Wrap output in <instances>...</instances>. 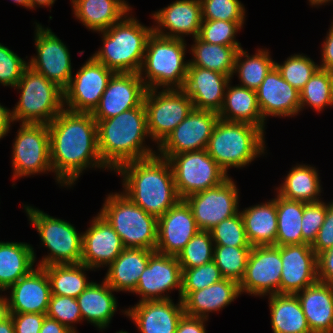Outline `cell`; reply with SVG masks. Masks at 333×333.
<instances>
[{"label": "cell", "instance_id": "1", "mask_svg": "<svg viewBox=\"0 0 333 333\" xmlns=\"http://www.w3.org/2000/svg\"><path fill=\"white\" fill-rule=\"evenodd\" d=\"M48 128L51 165L58 183L71 186L89 166L108 168L99 154L97 122L91 113L64 108Z\"/></svg>", "mask_w": 333, "mask_h": 333}, {"label": "cell", "instance_id": "2", "mask_svg": "<svg viewBox=\"0 0 333 333\" xmlns=\"http://www.w3.org/2000/svg\"><path fill=\"white\" fill-rule=\"evenodd\" d=\"M116 171L123 176V194L156 218L180 200L170 163L160 154L127 162Z\"/></svg>", "mask_w": 333, "mask_h": 333}, {"label": "cell", "instance_id": "3", "mask_svg": "<svg viewBox=\"0 0 333 333\" xmlns=\"http://www.w3.org/2000/svg\"><path fill=\"white\" fill-rule=\"evenodd\" d=\"M98 150L103 163L116 171L121 165L156 155L143 146L147 130V114L144 103L119 115L96 120Z\"/></svg>", "mask_w": 333, "mask_h": 333}, {"label": "cell", "instance_id": "4", "mask_svg": "<svg viewBox=\"0 0 333 333\" xmlns=\"http://www.w3.org/2000/svg\"><path fill=\"white\" fill-rule=\"evenodd\" d=\"M127 17L101 31L103 47L92 56L115 73H140L153 27L148 28L138 23L137 19Z\"/></svg>", "mask_w": 333, "mask_h": 333}, {"label": "cell", "instance_id": "5", "mask_svg": "<svg viewBox=\"0 0 333 333\" xmlns=\"http://www.w3.org/2000/svg\"><path fill=\"white\" fill-rule=\"evenodd\" d=\"M264 132L254 125L218 119L206 151L227 173L229 167H244L264 153Z\"/></svg>", "mask_w": 333, "mask_h": 333}, {"label": "cell", "instance_id": "6", "mask_svg": "<svg viewBox=\"0 0 333 333\" xmlns=\"http://www.w3.org/2000/svg\"><path fill=\"white\" fill-rule=\"evenodd\" d=\"M184 42V38L164 37L152 32L147 40L139 73L147 89L157 90L158 86H163V89L184 87L189 66V62H184L186 49ZM143 70L148 81L142 77Z\"/></svg>", "mask_w": 333, "mask_h": 333}, {"label": "cell", "instance_id": "7", "mask_svg": "<svg viewBox=\"0 0 333 333\" xmlns=\"http://www.w3.org/2000/svg\"><path fill=\"white\" fill-rule=\"evenodd\" d=\"M99 213L119 235L124 248L155 251L158 218L146 213L125 194L108 195Z\"/></svg>", "mask_w": 333, "mask_h": 333}, {"label": "cell", "instance_id": "8", "mask_svg": "<svg viewBox=\"0 0 333 333\" xmlns=\"http://www.w3.org/2000/svg\"><path fill=\"white\" fill-rule=\"evenodd\" d=\"M21 97L12 120L22 124H49L64 108V92L43 74L27 66L15 86Z\"/></svg>", "mask_w": 333, "mask_h": 333}, {"label": "cell", "instance_id": "9", "mask_svg": "<svg viewBox=\"0 0 333 333\" xmlns=\"http://www.w3.org/2000/svg\"><path fill=\"white\" fill-rule=\"evenodd\" d=\"M24 208L29 220L36 227L42 244L51 252L37 266L81 263L83 234L77 233L75 227L64 220L30 206L25 205Z\"/></svg>", "mask_w": 333, "mask_h": 333}, {"label": "cell", "instance_id": "10", "mask_svg": "<svg viewBox=\"0 0 333 333\" xmlns=\"http://www.w3.org/2000/svg\"><path fill=\"white\" fill-rule=\"evenodd\" d=\"M160 157L170 163L180 199L215 187L229 177L206 149Z\"/></svg>", "mask_w": 333, "mask_h": 333}, {"label": "cell", "instance_id": "11", "mask_svg": "<svg viewBox=\"0 0 333 333\" xmlns=\"http://www.w3.org/2000/svg\"><path fill=\"white\" fill-rule=\"evenodd\" d=\"M147 89L144 106L149 137L160 145L193 110V102L182 89Z\"/></svg>", "mask_w": 333, "mask_h": 333}, {"label": "cell", "instance_id": "12", "mask_svg": "<svg viewBox=\"0 0 333 333\" xmlns=\"http://www.w3.org/2000/svg\"><path fill=\"white\" fill-rule=\"evenodd\" d=\"M20 125L13 145V178L53 171L48 124Z\"/></svg>", "mask_w": 333, "mask_h": 333}, {"label": "cell", "instance_id": "13", "mask_svg": "<svg viewBox=\"0 0 333 333\" xmlns=\"http://www.w3.org/2000/svg\"><path fill=\"white\" fill-rule=\"evenodd\" d=\"M238 190L232 178L184 200L190 206L198 228L210 231L220 222L238 213Z\"/></svg>", "mask_w": 333, "mask_h": 333}, {"label": "cell", "instance_id": "14", "mask_svg": "<svg viewBox=\"0 0 333 333\" xmlns=\"http://www.w3.org/2000/svg\"><path fill=\"white\" fill-rule=\"evenodd\" d=\"M114 73L91 56L63 90L67 110L92 113Z\"/></svg>", "mask_w": 333, "mask_h": 333}, {"label": "cell", "instance_id": "15", "mask_svg": "<svg viewBox=\"0 0 333 333\" xmlns=\"http://www.w3.org/2000/svg\"><path fill=\"white\" fill-rule=\"evenodd\" d=\"M282 271L281 246H253L243 279L239 283L241 292L264 296L280 294Z\"/></svg>", "mask_w": 333, "mask_h": 333}, {"label": "cell", "instance_id": "16", "mask_svg": "<svg viewBox=\"0 0 333 333\" xmlns=\"http://www.w3.org/2000/svg\"><path fill=\"white\" fill-rule=\"evenodd\" d=\"M37 56L28 63L35 71L65 89L72 78L70 53L51 29L37 24L35 34Z\"/></svg>", "mask_w": 333, "mask_h": 333}, {"label": "cell", "instance_id": "17", "mask_svg": "<svg viewBox=\"0 0 333 333\" xmlns=\"http://www.w3.org/2000/svg\"><path fill=\"white\" fill-rule=\"evenodd\" d=\"M219 119L211 110L195 109L158 146L161 156L206 149L213 128Z\"/></svg>", "mask_w": 333, "mask_h": 333}, {"label": "cell", "instance_id": "18", "mask_svg": "<svg viewBox=\"0 0 333 333\" xmlns=\"http://www.w3.org/2000/svg\"><path fill=\"white\" fill-rule=\"evenodd\" d=\"M146 90L139 73L116 72L91 114L95 120H104L139 107L143 103Z\"/></svg>", "mask_w": 333, "mask_h": 333}, {"label": "cell", "instance_id": "19", "mask_svg": "<svg viewBox=\"0 0 333 333\" xmlns=\"http://www.w3.org/2000/svg\"><path fill=\"white\" fill-rule=\"evenodd\" d=\"M10 289V299L0 295V307L6 313H47L51 289L43 267L33 269Z\"/></svg>", "mask_w": 333, "mask_h": 333}, {"label": "cell", "instance_id": "20", "mask_svg": "<svg viewBox=\"0 0 333 333\" xmlns=\"http://www.w3.org/2000/svg\"><path fill=\"white\" fill-rule=\"evenodd\" d=\"M199 231L190 206L184 199H180L158 218L155 251L164 255L178 256Z\"/></svg>", "mask_w": 333, "mask_h": 333}, {"label": "cell", "instance_id": "21", "mask_svg": "<svg viewBox=\"0 0 333 333\" xmlns=\"http://www.w3.org/2000/svg\"><path fill=\"white\" fill-rule=\"evenodd\" d=\"M182 289V268L177 256L164 255L154 252L148 265L140 276L134 290L142 296L141 301L167 300V295L161 294L172 289Z\"/></svg>", "mask_w": 333, "mask_h": 333}, {"label": "cell", "instance_id": "22", "mask_svg": "<svg viewBox=\"0 0 333 333\" xmlns=\"http://www.w3.org/2000/svg\"><path fill=\"white\" fill-rule=\"evenodd\" d=\"M280 294H296L318 281L317 255L308 243L281 246Z\"/></svg>", "mask_w": 333, "mask_h": 333}, {"label": "cell", "instance_id": "23", "mask_svg": "<svg viewBox=\"0 0 333 333\" xmlns=\"http://www.w3.org/2000/svg\"><path fill=\"white\" fill-rule=\"evenodd\" d=\"M82 234L81 263L91 269L110 265L124 249L119 235L99 213Z\"/></svg>", "mask_w": 333, "mask_h": 333}, {"label": "cell", "instance_id": "24", "mask_svg": "<svg viewBox=\"0 0 333 333\" xmlns=\"http://www.w3.org/2000/svg\"><path fill=\"white\" fill-rule=\"evenodd\" d=\"M230 80L229 76L222 73L189 65L182 90L191 99L195 109L219 113Z\"/></svg>", "mask_w": 333, "mask_h": 333}, {"label": "cell", "instance_id": "25", "mask_svg": "<svg viewBox=\"0 0 333 333\" xmlns=\"http://www.w3.org/2000/svg\"><path fill=\"white\" fill-rule=\"evenodd\" d=\"M263 120L267 116H292L300 112V93L284 80L274 66L256 89Z\"/></svg>", "mask_w": 333, "mask_h": 333}, {"label": "cell", "instance_id": "26", "mask_svg": "<svg viewBox=\"0 0 333 333\" xmlns=\"http://www.w3.org/2000/svg\"><path fill=\"white\" fill-rule=\"evenodd\" d=\"M125 314L135 322L141 333H176L185 312L181 299L177 305L167 299L139 302Z\"/></svg>", "mask_w": 333, "mask_h": 333}, {"label": "cell", "instance_id": "27", "mask_svg": "<svg viewBox=\"0 0 333 333\" xmlns=\"http://www.w3.org/2000/svg\"><path fill=\"white\" fill-rule=\"evenodd\" d=\"M153 18L159 24L153 28L155 34L176 39H183L184 34L198 37L203 20L201 1L176 0L168 7L155 12ZM160 26L170 31L165 33Z\"/></svg>", "mask_w": 333, "mask_h": 333}, {"label": "cell", "instance_id": "28", "mask_svg": "<svg viewBox=\"0 0 333 333\" xmlns=\"http://www.w3.org/2000/svg\"><path fill=\"white\" fill-rule=\"evenodd\" d=\"M296 295L311 332L333 333V285L317 281Z\"/></svg>", "mask_w": 333, "mask_h": 333}, {"label": "cell", "instance_id": "29", "mask_svg": "<svg viewBox=\"0 0 333 333\" xmlns=\"http://www.w3.org/2000/svg\"><path fill=\"white\" fill-rule=\"evenodd\" d=\"M240 294L239 283L224 278L206 288L192 291L184 300V312L188 316L208 318V312L219 311ZM207 313V314H206Z\"/></svg>", "mask_w": 333, "mask_h": 333}, {"label": "cell", "instance_id": "30", "mask_svg": "<svg viewBox=\"0 0 333 333\" xmlns=\"http://www.w3.org/2000/svg\"><path fill=\"white\" fill-rule=\"evenodd\" d=\"M155 251L142 248H124L109 265L104 281L114 291L133 292L141 274L148 265L149 257Z\"/></svg>", "mask_w": 333, "mask_h": 333}, {"label": "cell", "instance_id": "31", "mask_svg": "<svg viewBox=\"0 0 333 333\" xmlns=\"http://www.w3.org/2000/svg\"><path fill=\"white\" fill-rule=\"evenodd\" d=\"M74 15L94 31H105L131 9L124 0H72Z\"/></svg>", "mask_w": 333, "mask_h": 333}, {"label": "cell", "instance_id": "32", "mask_svg": "<svg viewBox=\"0 0 333 333\" xmlns=\"http://www.w3.org/2000/svg\"><path fill=\"white\" fill-rule=\"evenodd\" d=\"M224 103L218 116L225 121L242 122L259 127L264 132V120L260 112L255 90L242 86L226 87Z\"/></svg>", "mask_w": 333, "mask_h": 333}, {"label": "cell", "instance_id": "33", "mask_svg": "<svg viewBox=\"0 0 333 333\" xmlns=\"http://www.w3.org/2000/svg\"><path fill=\"white\" fill-rule=\"evenodd\" d=\"M112 291L114 290L105 281L101 285L91 282L76 298L82 320L86 319L100 329L106 328L117 308Z\"/></svg>", "mask_w": 333, "mask_h": 333}, {"label": "cell", "instance_id": "34", "mask_svg": "<svg viewBox=\"0 0 333 333\" xmlns=\"http://www.w3.org/2000/svg\"><path fill=\"white\" fill-rule=\"evenodd\" d=\"M250 245H275L277 235L276 201L258 204L240 212Z\"/></svg>", "mask_w": 333, "mask_h": 333}, {"label": "cell", "instance_id": "35", "mask_svg": "<svg viewBox=\"0 0 333 333\" xmlns=\"http://www.w3.org/2000/svg\"><path fill=\"white\" fill-rule=\"evenodd\" d=\"M35 253L31 245L0 242V291L8 290L34 268Z\"/></svg>", "mask_w": 333, "mask_h": 333}, {"label": "cell", "instance_id": "36", "mask_svg": "<svg viewBox=\"0 0 333 333\" xmlns=\"http://www.w3.org/2000/svg\"><path fill=\"white\" fill-rule=\"evenodd\" d=\"M273 333H312L296 294L269 296Z\"/></svg>", "mask_w": 333, "mask_h": 333}, {"label": "cell", "instance_id": "37", "mask_svg": "<svg viewBox=\"0 0 333 333\" xmlns=\"http://www.w3.org/2000/svg\"><path fill=\"white\" fill-rule=\"evenodd\" d=\"M195 44L191 47L194 59L189 65L213 70L224 75L233 77L234 61L236 53L241 46H225L210 44L194 38Z\"/></svg>", "mask_w": 333, "mask_h": 333}, {"label": "cell", "instance_id": "38", "mask_svg": "<svg viewBox=\"0 0 333 333\" xmlns=\"http://www.w3.org/2000/svg\"><path fill=\"white\" fill-rule=\"evenodd\" d=\"M277 210L275 246L303 244L302 217L304 202L285 199L279 194L274 199Z\"/></svg>", "mask_w": 333, "mask_h": 333}, {"label": "cell", "instance_id": "39", "mask_svg": "<svg viewBox=\"0 0 333 333\" xmlns=\"http://www.w3.org/2000/svg\"><path fill=\"white\" fill-rule=\"evenodd\" d=\"M314 167L298 165L293 167L283 185L277 193L285 199L302 201L305 203L320 201V180Z\"/></svg>", "mask_w": 333, "mask_h": 333}, {"label": "cell", "instance_id": "40", "mask_svg": "<svg viewBox=\"0 0 333 333\" xmlns=\"http://www.w3.org/2000/svg\"><path fill=\"white\" fill-rule=\"evenodd\" d=\"M43 268L49 279L51 295L77 298L91 283L84 272L91 268L82 263L54 264Z\"/></svg>", "mask_w": 333, "mask_h": 333}, {"label": "cell", "instance_id": "41", "mask_svg": "<svg viewBox=\"0 0 333 333\" xmlns=\"http://www.w3.org/2000/svg\"><path fill=\"white\" fill-rule=\"evenodd\" d=\"M245 58L241 61L242 57ZM275 66V61L267 50H258L253 56H248L242 48L236 53L233 73L238 72L242 87L255 90L263 82L268 72Z\"/></svg>", "mask_w": 333, "mask_h": 333}, {"label": "cell", "instance_id": "42", "mask_svg": "<svg viewBox=\"0 0 333 333\" xmlns=\"http://www.w3.org/2000/svg\"><path fill=\"white\" fill-rule=\"evenodd\" d=\"M299 93L300 111L307 104L316 111H321L327 105L332 106L333 97L330 71L319 68Z\"/></svg>", "mask_w": 333, "mask_h": 333}, {"label": "cell", "instance_id": "43", "mask_svg": "<svg viewBox=\"0 0 333 333\" xmlns=\"http://www.w3.org/2000/svg\"><path fill=\"white\" fill-rule=\"evenodd\" d=\"M213 261L224 278L240 281L246 271L248 257L252 247H232L215 245Z\"/></svg>", "mask_w": 333, "mask_h": 333}, {"label": "cell", "instance_id": "44", "mask_svg": "<svg viewBox=\"0 0 333 333\" xmlns=\"http://www.w3.org/2000/svg\"><path fill=\"white\" fill-rule=\"evenodd\" d=\"M212 242L210 231L200 230L195 234L177 256L181 268H193L213 261Z\"/></svg>", "mask_w": 333, "mask_h": 333}, {"label": "cell", "instance_id": "45", "mask_svg": "<svg viewBox=\"0 0 333 333\" xmlns=\"http://www.w3.org/2000/svg\"><path fill=\"white\" fill-rule=\"evenodd\" d=\"M224 279L214 261L193 268H182L183 301L192 291H198Z\"/></svg>", "mask_w": 333, "mask_h": 333}, {"label": "cell", "instance_id": "46", "mask_svg": "<svg viewBox=\"0 0 333 333\" xmlns=\"http://www.w3.org/2000/svg\"><path fill=\"white\" fill-rule=\"evenodd\" d=\"M275 67L280 72L282 78L299 92L319 69V65H316L313 60L302 54L291 55L281 65L275 62Z\"/></svg>", "mask_w": 333, "mask_h": 333}, {"label": "cell", "instance_id": "47", "mask_svg": "<svg viewBox=\"0 0 333 333\" xmlns=\"http://www.w3.org/2000/svg\"><path fill=\"white\" fill-rule=\"evenodd\" d=\"M243 23L244 21L202 20L198 38L210 44L240 46L234 37Z\"/></svg>", "mask_w": 333, "mask_h": 333}, {"label": "cell", "instance_id": "48", "mask_svg": "<svg viewBox=\"0 0 333 333\" xmlns=\"http://www.w3.org/2000/svg\"><path fill=\"white\" fill-rule=\"evenodd\" d=\"M213 243L221 246L252 247L247 239L240 211L210 230Z\"/></svg>", "mask_w": 333, "mask_h": 333}, {"label": "cell", "instance_id": "49", "mask_svg": "<svg viewBox=\"0 0 333 333\" xmlns=\"http://www.w3.org/2000/svg\"><path fill=\"white\" fill-rule=\"evenodd\" d=\"M46 316L57 320L73 333H77L71 325L82 320L80 307L76 298L51 295Z\"/></svg>", "mask_w": 333, "mask_h": 333}, {"label": "cell", "instance_id": "50", "mask_svg": "<svg viewBox=\"0 0 333 333\" xmlns=\"http://www.w3.org/2000/svg\"><path fill=\"white\" fill-rule=\"evenodd\" d=\"M203 20L244 21L245 8L239 0H200Z\"/></svg>", "mask_w": 333, "mask_h": 333}, {"label": "cell", "instance_id": "51", "mask_svg": "<svg viewBox=\"0 0 333 333\" xmlns=\"http://www.w3.org/2000/svg\"><path fill=\"white\" fill-rule=\"evenodd\" d=\"M28 66L16 53L0 43V83L15 87Z\"/></svg>", "mask_w": 333, "mask_h": 333}, {"label": "cell", "instance_id": "52", "mask_svg": "<svg viewBox=\"0 0 333 333\" xmlns=\"http://www.w3.org/2000/svg\"><path fill=\"white\" fill-rule=\"evenodd\" d=\"M327 212V205L322 201L304 202V212L302 217L303 243L312 244L324 222Z\"/></svg>", "mask_w": 333, "mask_h": 333}, {"label": "cell", "instance_id": "53", "mask_svg": "<svg viewBox=\"0 0 333 333\" xmlns=\"http://www.w3.org/2000/svg\"><path fill=\"white\" fill-rule=\"evenodd\" d=\"M311 247L317 256L333 247V202L327 205L324 222Z\"/></svg>", "mask_w": 333, "mask_h": 333}, {"label": "cell", "instance_id": "54", "mask_svg": "<svg viewBox=\"0 0 333 333\" xmlns=\"http://www.w3.org/2000/svg\"><path fill=\"white\" fill-rule=\"evenodd\" d=\"M13 321L15 333H39L46 314L8 313Z\"/></svg>", "mask_w": 333, "mask_h": 333}, {"label": "cell", "instance_id": "55", "mask_svg": "<svg viewBox=\"0 0 333 333\" xmlns=\"http://www.w3.org/2000/svg\"><path fill=\"white\" fill-rule=\"evenodd\" d=\"M318 281L333 285V247L317 256Z\"/></svg>", "mask_w": 333, "mask_h": 333}, {"label": "cell", "instance_id": "56", "mask_svg": "<svg viewBox=\"0 0 333 333\" xmlns=\"http://www.w3.org/2000/svg\"><path fill=\"white\" fill-rule=\"evenodd\" d=\"M206 320L184 314L178 323L176 333H206L204 325Z\"/></svg>", "mask_w": 333, "mask_h": 333}, {"label": "cell", "instance_id": "57", "mask_svg": "<svg viewBox=\"0 0 333 333\" xmlns=\"http://www.w3.org/2000/svg\"><path fill=\"white\" fill-rule=\"evenodd\" d=\"M326 41L323 43L322 47V64L319 66L320 69L331 71L333 70V23L332 27L329 29Z\"/></svg>", "mask_w": 333, "mask_h": 333}, {"label": "cell", "instance_id": "58", "mask_svg": "<svg viewBox=\"0 0 333 333\" xmlns=\"http://www.w3.org/2000/svg\"><path fill=\"white\" fill-rule=\"evenodd\" d=\"M39 333H73L57 320L45 317Z\"/></svg>", "mask_w": 333, "mask_h": 333}, {"label": "cell", "instance_id": "59", "mask_svg": "<svg viewBox=\"0 0 333 333\" xmlns=\"http://www.w3.org/2000/svg\"><path fill=\"white\" fill-rule=\"evenodd\" d=\"M9 111L6 107L0 105V139L9 132L10 123L13 122L12 113Z\"/></svg>", "mask_w": 333, "mask_h": 333}, {"label": "cell", "instance_id": "60", "mask_svg": "<svg viewBox=\"0 0 333 333\" xmlns=\"http://www.w3.org/2000/svg\"><path fill=\"white\" fill-rule=\"evenodd\" d=\"M0 333H15L11 316L0 307Z\"/></svg>", "mask_w": 333, "mask_h": 333}, {"label": "cell", "instance_id": "61", "mask_svg": "<svg viewBox=\"0 0 333 333\" xmlns=\"http://www.w3.org/2000/svg\"><path fill=\"white\" fill-rule=\"evenodd\" d=\"M55 0H30V9L34 8L35 5L52 6Z\"/></svg>", "mask_w": 333, "mask_h": 333}, {"label": "cell", "instance_id": "62", "mask_svg": "<svg viewBox=\"0 0 333 333\" xmlns=\"http://www.w3.org/2000/svg\"><path fill=\"white\" fill-rule=\"evenodd\" d=\"M17 4H20L22 6H25V8H30V0H11Z\"/></svg>", "mask_w": 333, "mask_h": 333}, {"label": "cell", "instance_id": "63", "mask_svg": "<svg viewBox=\"0 0 333 333\" xmlns=\"http://www.w3.org/2000/svg\"><path fill=\"white\" fill-rule=\"evenodd\" d=\"M331 0H309L310 4L313 5H322L323 3L329 2ZM333 1V0H332Z\"/></svg>", "mask_w": 333, "mask_h": 333}, {"label": "cell", "instance_id": "64", "mask_svg": "<svg viewBox=\"0 0 333 333\" xmlns=\"http://www.w3.org/2000/svg\"><path fill=\"white\" fill-rule=\"evenodd\" d=\"M331 82H332V97H333V70L330 71Z\"/></svg>", "mask_w": 333, "mask_h": 333}, {"label": "cell", "instance_id": "65", "mask_svg": "<svg viewBox=\"0 0 333 333\" xmlns=\"http://www.w3.org/2000/svg\"><path fill=\"white\" fill-rule=\"evenodd\" d=\"M117 333H128V332H125V331H119V332H117Z\"/></svg>", "mask_w": 333, "mask_h": 333}]
</instances>
